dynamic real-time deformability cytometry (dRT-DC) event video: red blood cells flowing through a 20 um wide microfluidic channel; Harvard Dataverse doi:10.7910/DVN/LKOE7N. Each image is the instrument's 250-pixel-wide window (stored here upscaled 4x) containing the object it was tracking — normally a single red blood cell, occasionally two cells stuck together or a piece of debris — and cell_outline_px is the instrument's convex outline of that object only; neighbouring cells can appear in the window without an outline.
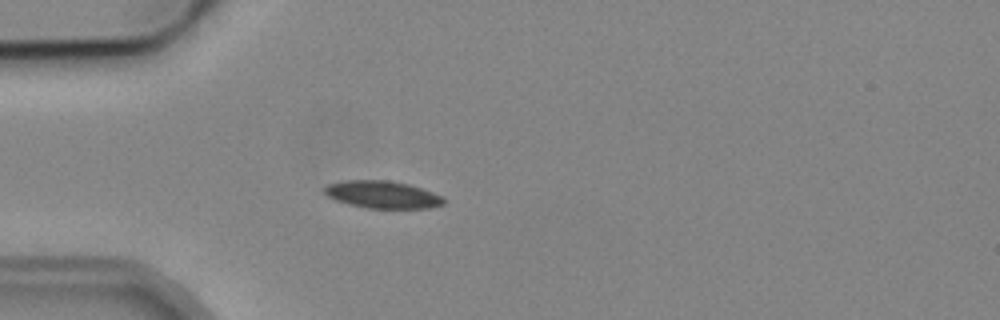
{"species": "common noctule bat (a hibernating species)", "species_latin": "Nyctalus noctula", "temperature_condition": "cold", "stored_images_in_passage": 2, "camera_frame_rate_fps": 3000, "um_per_image_px": 0.085, "animal": {"sex": "male", "body_mass_g": 19.2, "forearm_length_mm": 51.8}, "frame": {"image": 1, "passage_image": 2, "time_ms": 1.0, "image_size_px": [1000, 320], "cell_outline_px": [[444, 204], [428, 208], [368, 208], [348, 204], [336, 200], [328, 196], [324, 192], [324, 188], [328, 184], [348, 180], [388, 180], [408, 184], [444, 196]], "centroid_in_image_um": [32.52, 16.54], "position_along_channel_um": 52.5, "area_um2": 18.9}}